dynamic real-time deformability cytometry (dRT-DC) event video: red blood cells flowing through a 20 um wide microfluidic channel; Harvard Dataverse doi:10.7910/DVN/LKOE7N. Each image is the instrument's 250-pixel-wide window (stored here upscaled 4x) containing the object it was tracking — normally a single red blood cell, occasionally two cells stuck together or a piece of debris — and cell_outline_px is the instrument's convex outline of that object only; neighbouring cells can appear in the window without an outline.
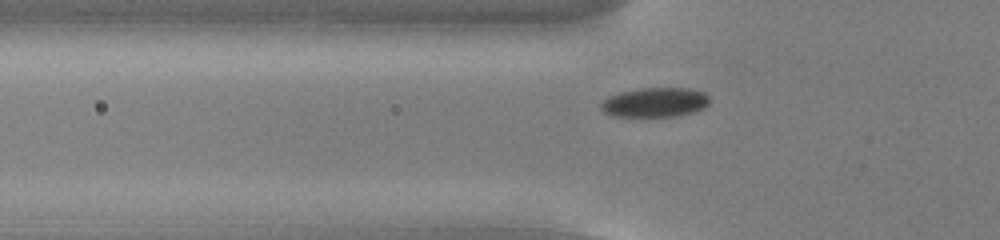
{"species": "common noctule bat (a hibernating species)", "species_latin": "Nyctalus noctula", "temperature_condition": "cold", "stored_images_in_passage": 45, "camera_frame_rate_fps": 3000, "um_per_image_px": 0.085, "animal": {"sex": "male", "body_mass_g": 13.0, "forearm_length_mm": 53.1}, "frame": {"image": 1, "passage_image": 9, "time_ms": 2.667, "image_size_px": [1000, 240], "cell_outline_px": [[708, 104], [704, 108], [696, 112], [676, 116], [612, 116], [604, 112], [600, 108], [600, 104], [608, 96], [620, 92], [640, 88], [688, 88], [704, 92], [708, 96]], "centroid_in_image_um": [55.67, 8.7], "position_along_channel_um": 70.1, "area_um2": 18.73}}
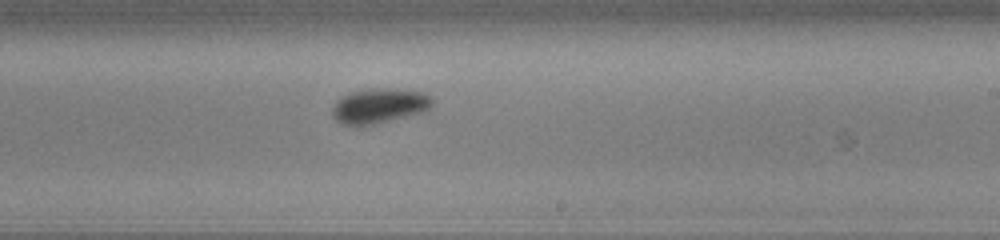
{"frame": {"image": 2, "passage_image": 24, "time_ms": 7.667, "image_size_px": [1000, 240], "cell_outline_px": [[432, 104], [428, 112], [372, 124], [344, 124], [336, 120], [332, 116], [332, 108], [336, 100], [348, 92], [388, 88], [396, 88], [424, 92], [432, 96]], "centroid_in_image_um": [32.29, 8.98], "position_along_channel_um": 256.7, "area_um2": 20.35}}
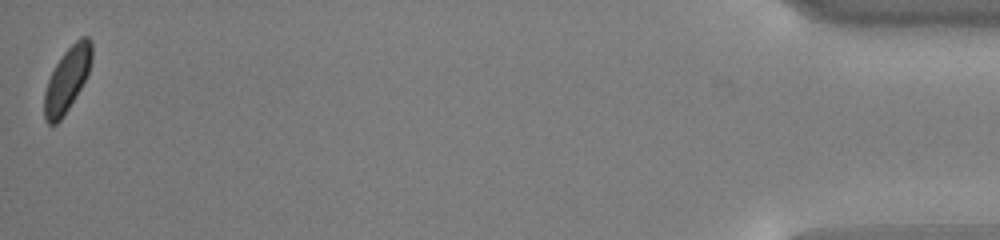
{"frame": {"image": 3, "passage_image": 45, "time_ms": 14.667, "image_size_px": [1000, 240], "cell_outline_px": [[92, 60], [88, 72], [80, 88], [68, 108], [60, 120], [56, 124], [48, 124], [44, 120], [44, 92], [48, 80], [56, 64], [64, 52], [80, 36], [88, 36], [92, 40]], "centroid_in_image_um": [5.7, 6.73], "position_along_channel_um": 429.5, "area_um2": 17.57}, "authors_computed_cell_mechanics": {"area_um2": 18.785, "velocity_mm_per_s": 3.7624, "shape_relaxation_time_tau1_ms": 2.9978, "shape_relaxation_time_tau2_ms": null, "deformation_change_tau1": 0.0942, "deformation_change_tau2": null}}